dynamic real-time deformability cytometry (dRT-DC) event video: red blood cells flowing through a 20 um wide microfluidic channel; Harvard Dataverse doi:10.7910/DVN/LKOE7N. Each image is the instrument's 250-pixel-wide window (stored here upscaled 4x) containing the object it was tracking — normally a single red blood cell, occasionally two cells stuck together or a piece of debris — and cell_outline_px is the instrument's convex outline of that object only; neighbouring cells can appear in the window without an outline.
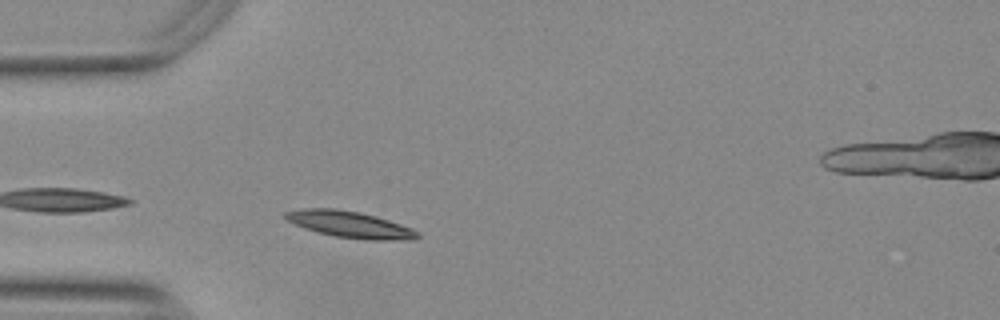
{"species": "Egyptian fruit bat (a non-hibernating species)", "species_latin": "Rousettus aegyptiacus", "temperature_condition": "warm", "stored_images_in_passage": 31, "camera_frame_rate_fps": 3000, "um_per_image_px": 0.085, "animal": {"sex": "female"}, "frame": {"image": 1, "passage_image": 2, "time_ms": 0.333, "image_size_px": [1000, 320], "cell_outline_px": [[420, 236], [416, 240], [368, 240], [332, 236], [304, 228], [288, 220], [284, 216], [284, 212], [304, 208], [336, 208], [360, 212], [376, 216], [412, 228], [420, 232]], "centroid_in_image_um": [29.79, 19.08], "position_along_channel_um": 55.2, "area_um2": 20.52}}
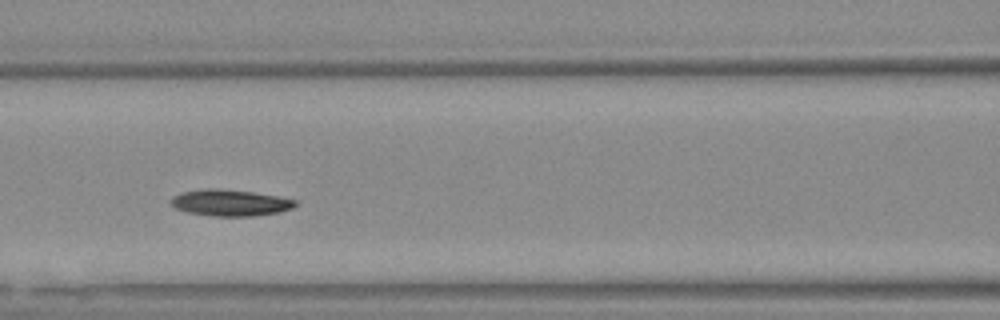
{"frame": {"image": 2, "passage_image": 10, "time_ms": 3.0, "image_size_px": [1000, 320], "cell_outline_px": [[296, 204], [292, 208], [280, 212], [252, 216], [208, 216], [188, 212], [176, 208], [172, 204], [172, 196], [180, 192], [204, 188], [220, 188], [252, 192], [276, 196], [296, 200]], "centroid_in_image_um": [19.54, 17.23], "position_along_channel_um": 147.1, "area_um2": 19.13}}
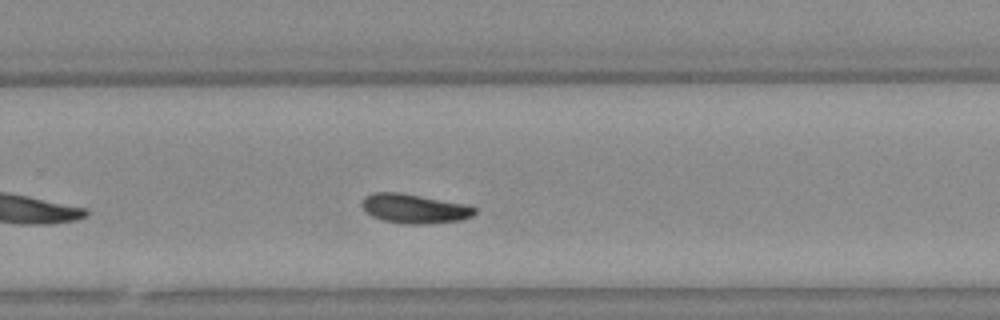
{"frame": {"image": 3, "passage_image": 22, "time_ms": 7.0, "image_size_px": [1000, 320], "cell_outline_px": [[476, 212], [472, 216], [460, 220], [432, 224], [404, 224], [384, 220], [372, 216], [364, 212], [360, 204], [360, 200], [364, 196], [372, 192], [396, 192], [468, 204], [476, 208]], "centroid_in_image_um": [35.18, 17.73], "position_along_channel_um": 294.6, "area_um2": 19.54}, "authors_computed_cell_mechanics": {"area_um2": 18.9006, "velocity_mm_per_s": 3.7054, "shape_relaxation_time_tau1_ms": 10.8288, "shape_relaxation_time_tau2_ms": null, "deformation_change_tau1": 0.1791, "deformation_change_tau2": null}}